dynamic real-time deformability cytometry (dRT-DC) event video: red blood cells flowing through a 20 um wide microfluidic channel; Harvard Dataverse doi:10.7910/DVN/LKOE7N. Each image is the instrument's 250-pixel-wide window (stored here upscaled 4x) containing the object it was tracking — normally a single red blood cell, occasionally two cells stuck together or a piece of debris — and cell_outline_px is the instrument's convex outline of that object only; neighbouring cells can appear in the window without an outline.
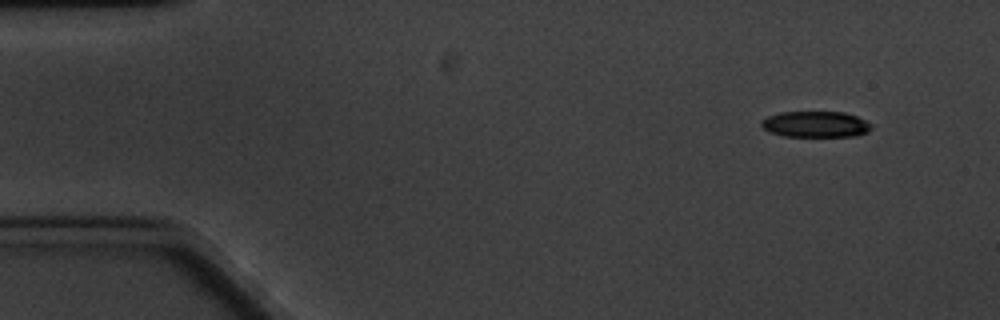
{"species": "common noctule bat (a hibernating species)", "species_latin": "Nyctalus noctula", "temperature_condition": "cold", "stored_images_in_passage": 6, "camera_frame_rate_fps": 3000, "um_per_image_px": 0.085, "animal": {"sex": "male", "body_mass_g": 20.1, "forearm_length_mm": 53.5}, "frame": {"image": 1, "passage_image": 1, "time_ms": 0.0, "image_size_px": [1000, 320], "cell_outline_px": [[872, 128], [868, 132], [856, 136], [784, 136], [772, 132], [764, 128], [760, 124], [768, 116], [780, 112], [844, 112], [856, 116], [872, 124]], "centroid_in_image_um": [69.37, 10.56], "position_along_channel_um": 15.6, "area_um2": 16.53}}
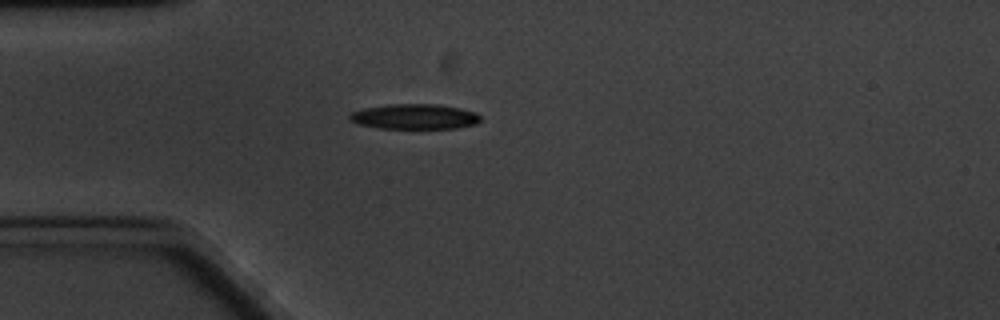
{"frame": {"image": 2, "passage_image": 4, "time_ms": 3.667, "image_size_px": [1000, 320], "cell_outline_px": [[480, 120], [476, 124], [456, 128], [380, 128], [360, 124], [352, 120], [348, 116], [352, 112], [364, 108], [388, 104], [436, 104], [460, 108], [476, 112], [480, 116]], "centroid_in_image_um": [35.27, 9.9], "position_along_channel_um": 49.7, "area_um2": 19.02}}